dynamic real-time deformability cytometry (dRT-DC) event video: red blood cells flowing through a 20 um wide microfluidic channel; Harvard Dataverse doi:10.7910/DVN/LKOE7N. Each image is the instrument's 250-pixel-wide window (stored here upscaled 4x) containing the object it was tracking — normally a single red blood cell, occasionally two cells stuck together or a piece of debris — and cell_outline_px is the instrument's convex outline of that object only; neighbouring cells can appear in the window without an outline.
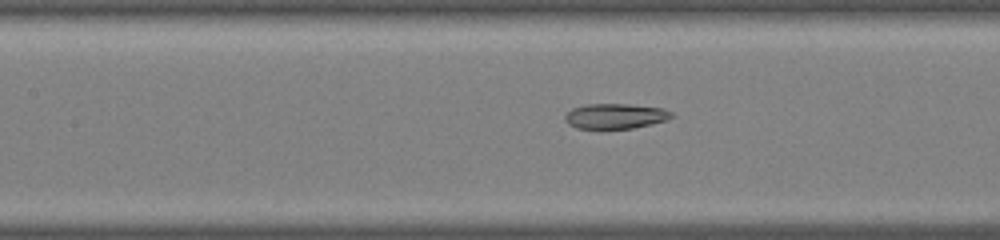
{"species": "common noctule bat (a hibernating species)", "species_latin": "Nyctalus noctula", "temperature_condition": "warm", "stored_images_in_passage": 27, "segment_of_instrument_passage": [1, 2], "camera_frame_rate_fps": 3000, "um_per_image_px": 0.085, "animal": {"sex": "male", "body_mass_g": 19.0, "forearm_length_mm": 50.8}, "frame": {"image": 1, "passage_image": 10, "time_ms": 3.0, "image_size_px": [1000, 240], "cell_outline_px": [[676, 116], [668, 120], [632, 128], [576, 128], [568, 124], [564, 120], [564, 116], [572, 108], [584, 104], [628, 104], [664, 108], [672, 112]], "centroid_in_image_um": [52.32, 9.86], "position_along_channel_um": 155.1, "area_um2": 15.72}}
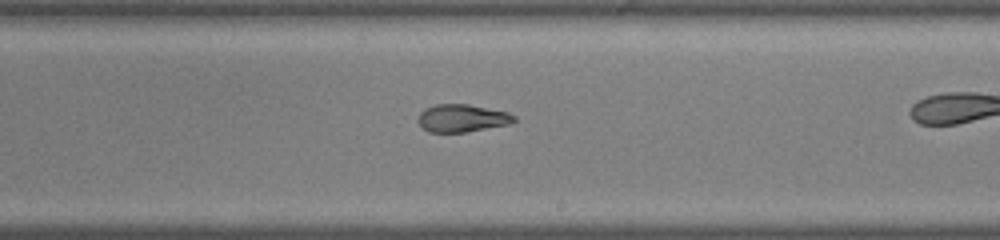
{"frame": {"image": 2, "passage_image": 17, "time_ms": 5.333, "image_size_px": [1000, 240], "cell_outline_px": [[516, 120], [508, 124], [464, 132], [428, 132], [416, 120], [420, 112], [424, 108], [436, 104], [468, 104], [508, 112], [516, 116]], "centroid_in_image_um": [39.24, 10.03], "position_along_channel_um": 249.8, "area_um2": 15.43}}
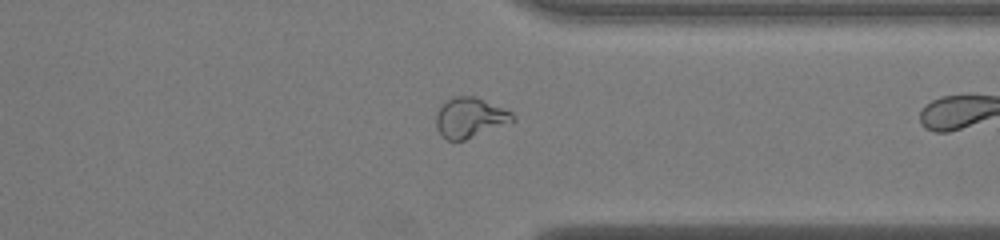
{"frame": {"image": 3, "passage_image": 26, "time_ms": 8.333, "image_size_px": [1000, 240], "cell_outline_px": [[516, 120], [464, 140], [448, 140], [440, 136], [436, 128], [436, 112], [448, 100], [456, 96], [476, 96], [512, 112], [516, 116]], "centroid_in_image_um": [39.94, 10.0], "position_along_channel_um": 371.5, "area_um2": 17.74}}